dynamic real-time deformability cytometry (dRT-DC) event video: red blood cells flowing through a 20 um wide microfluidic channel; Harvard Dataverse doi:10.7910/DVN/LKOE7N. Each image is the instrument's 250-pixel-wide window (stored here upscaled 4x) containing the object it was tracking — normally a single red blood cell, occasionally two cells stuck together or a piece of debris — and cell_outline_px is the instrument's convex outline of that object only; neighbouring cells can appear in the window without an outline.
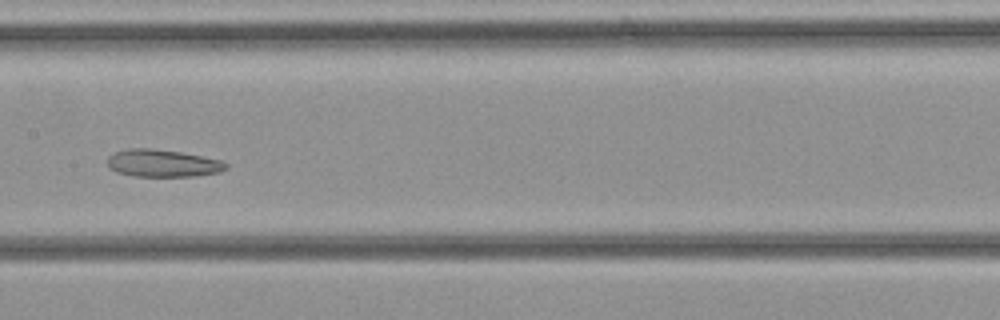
{"species": "common noctule bat (a hibernating species)", "species_latin": "Nyctalus noctula", "temperature_condition": "cold", "stored_images_in_passage": 29, "camera_frame_rate_fps": 3000, "um_per_image_px": 0.085, "animal": {"sex": "female", "body_mass_g": 21.9}, "frame": {"image": 1, "passage_image": 17, "time_ms": 5.333, "image_size_px": [1000, 320], "cell_outline_px": [[228, 168], [220, 172], [192, 176], [136, 176], [116, 172], [108, 168], [108, 156], [116, 152], [128, 148], [152, 148], [180, 152], [220, 160], [228, 164]], "centroid_in_image_um": [13.81, 13.87], "position_along_channel_um": 193.6, "area_um2": 18.84}}
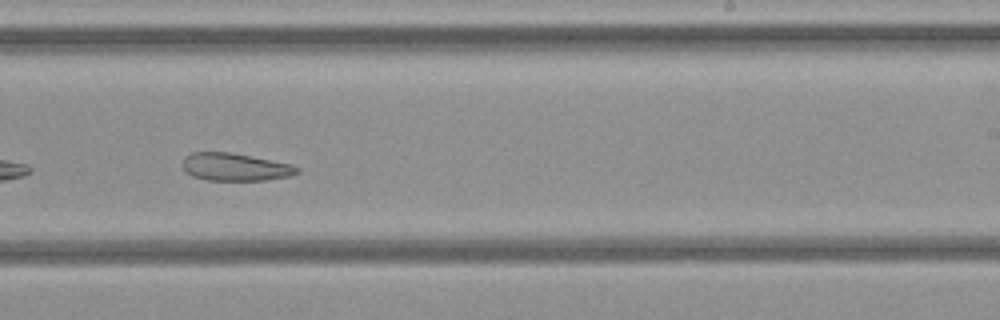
{"frame": {"image": 2, "passage_image": 21, "time_ms": 6.667, "image_size_px": [1000, 320], "cell_outline_px": [[300, 172], [292, 176], [264, 180], [208, 180], [192, 176], [180, 164], [184, 156], [192, 152], [232, 152], [292, 164], [300, 168]], "centroid_in_image_um": [20.0, 14.18], "position_along_channel_um": 269.0, "area_um2": 18.67}}